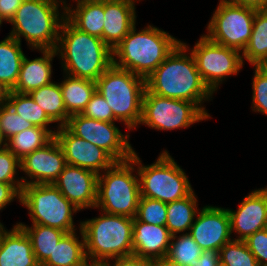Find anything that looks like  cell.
Listing matches in <instances>:
<instances>
[{
	"mask_svg": "<svg viewBox=\"0 0 267 266\" xmlns=\"http://www.w3.org/2000/svg\"><path fill=\"white\" fill-rule=\"evenodd\" d=\"M188 45L180 42L168 57L146 79V89L158 96L195 103L209 118L202 106L213 92L204 83Z\"/></svg>",
	"mask_w": 267,
	"mask_h": 266,
	"instance_id": "cell-1",
	"label": "cell"
},
{
	"mask_svg": "<svg viewBox=\"0 0 267 266\" xmlns=\"http://www.w3.org/2000/svg\"><path fill=\"white\" fill-rule=\"evenodd\" d=\"M55 51L64 61L63 73L75 78L96 82L113 64V52L104 41L79 30L66 17Z\"/></svg>",
	"mask_w": 267,
	"mask_h": 266,
	"instance_id": "cell-2",
	"label": "cell"
},
{
	"mask_svg": "<svg viewBox=\"0 0 267 266\" xmlns=\"http://www.w3.org/2000/svg\"><path fill=\"white\" fill-rule=\"evenodd\" d=\"M180 42L158 27L134 26L112 51L113 65L147 79Z\"/></svg>",
	"mask_w": 267,
	"mask_h": 266,
	"instance_id": "cell-3",
	"label": "cell"
},
{
	"mask_svg": "<svg viewBox=\"0 0 267 266\" xmlns=\"http://www.w3.org/2000/svg\"><path fill=\"white\" fill-rule=\"evenodd\" d=\"M59 3L64 7L61 16ZM67 7L65 0H23L9 22L13 26L9 35L20 43L24 37L34 49L55 50Z\"/></svg>",
	"mask_w": 267,
	"mask_h": 266,
	"instance_id": "cell-4",
	"label": "cell"
},
{
	"mask_svg": "<svg viewBox=\"0 0 267 266\" xmlns=\"http://www.w3.org/2000/svg\"><path fill=\"white\" fill-rule=\"evenodd\" d=\"M101 215L80 222L87 261L106 263L133 255V218L107 213Z\"/></svg>",
	"mask_w": 267,
	"mask_h": 266,
	"instance_id": "cell-5",
	"label": "cell"
},
{
	"mask_svg": "<svg viewBox=\"0 0 267 266\" xmlns=\"http://www.w3.org/2000/svg\"><path fill=\"white\" fill-rule=\"evenodd\" d=\"M96 86L117 121L130 130L140 125L146 79L112 64L96 80Z\"/></svg>",
	"mask_w": 267,
	"mask_h": 266,
	"instance_id": "cell-6",
	"label": "cell"
},
{
	"mask_svg": "<svg viewBox=\"0 0 267 266\" xmlns=\"http://www.w3.org/2000/svg\"><path fill=\"white\" fill-rule=\"evenodd\" d=\"M135 151L132 158L115 162L99 174L97 179V201L95 208L111 215L134 218L140 199L139 177L136 170Z\"/></svg>",
	"mask_w": 267,
	"mask_h": 266,
	"instance_id": "cell-7",
	"label": "cell"
},
{
	"mask_svg": "<svg viewBox=\"0 0 267 266\" xmlns=\"http://www.w3.org/2000/svg\"><path fill=\"white\" fill-rule=\"evenodd\" d=\"M135 165H138L141 197L169 203L193 191L186 173L166 150L160 153L156 162L147 166L142 164L135 152Z\"/></svg>",
	"mask_w": 267,
	"mask_h": 266,
	"instance_id": "cell-8",
	"label": "cell"
},
{
	"mask_svg": "<svg viewBox=\"0 0 267 266\" xmlns=\"http://www.w3.org/2000/svg\"><path fill=\"white\" fill-rule=\"evenodd\" d=\"M20 203L29 210L32 224L73 232V213L80 211L54 184L23 185Z\"/></svg>",
	"mask_w": 267,
	"mask_h": 266,
	"instance_id": "cell-9",
	"label": "cell"
},
{
	"mask_svg": "<svg viewBox=\"0 0 267 266\" xmlns=\"http://www.w3.org/2000/svg\"><path fill=\"white\" fill-rule=\"evenodd\" d=\"M256 10L220 0L208 23V34L205 36L214 43L242 53L250 40Z\"/></svg>",
	"mask_w": 267,
	"mask_h": 266,
	"instance_id": "cell-10",
	"label": "cell"
},
{
	"mask_svg": "<svg viewBox=\"0 0 267 266\" xmlns=\"http://www.w3.org/2000/svg\"><path fill=\"white\" fill-rule=\"evenodd\" d=\"M209 117L193 102L161 97L145 89L140 124L156 130L188 128Z\"/></svg>",
	"mask_w": 267,
	"mask_h": 266,
	"instance_id": "cell-11",
	"label": "cell"
},
{
	"mask_svg": "<svg viewBox=\"0 0 267 266\" xmlns=\"http://www.w3.org/2000/svg\"><path fill=\"white\" fill-rule=\"evenodd\" d=\"M197 69L208 88L215 93L229 75H236L243 67L240 51L210 41L202 35L191 50Z\"/></svg>",
	"mask_w": 267,
	"mask_h": 266,
	"instance_id": "cell-12",
	"label": "cell"
},
{
	"mask_svg": "<svg viewBox=\"0 0 267 266\" xmlns=\"http://www.w3.org/2000/svg\"><path fill=\"white\" fill-rule=\"evenodd\" d=\"M65 127L75 136L105 150L116 162L132 158L130 135L122 134L114 122L85 117L81 113L70 115Z\"/></svg>",
	"mask_w": 267,
	"mask_h": 266,
	"instance_id": "cell-13",
	"label": "cell"
},
{
	"mask_svg": "<svg viewBox=\"0 0 267 266\" xmlns=\"http://www.w3.org/2000/svg\"><path fill=\"white\" fill-rule=\"evenodd\" d=\"M20 164V170L30 178L28 181L20 177L23 185L53 184L67 165L63 149L55 137L43 147L26 155L20 160Z\"/></svg>",
	"mask_w": 267,
	"mask_h": 266,
	"instance_id": "cell-14",
	"label": "cell"
},
{
	"mask_svg": "<svg viewBox=\"0 0 267 266\" xmlns=\"http://www.w3.org/2000/svg\"><path fill=\"white\" fill-rule=\"evenodd\" d=\"M54 137L62 147L68 165L99 175L116 162L105 150L73 135L65 126L57 127Z\"/></svg>",
	"mask_w": 267,
	"mask_h": 266,
	"instance_id": "cell-15",
	"label": "cell"
},
{
	"mask_svg": "<svg viewBox=\"0 0 267 266\" xmlns=\"http://www.w3.org/2000/svg\"><path fill=\"white\" fill-rule=\"evenodd\" d=\"M188 232L202 250L219 251L231 238L230 217L227 209L204 206Z\"/></svg>",
	"mask_w": 267,
	"mask_h": 266,
	"instance_id": "cell-16",
	"label": "cell"
},
{
	"mask_svg": "<svg viewBox=\"0 0 267 266\" xmlns=\"http://www.w3.org/2000/svg\"><path fill=\"white\" fill-rule=\"evenodd\" d=\"M98 175L90 170L66 165L53 183L77 209L95 208Z\"/></svg>",
	"mask_w": 267,
	"mask_h": 266,
	"instance_id": "cell-17",
	"label": "cell"
},
{
	"mask_svg": "<svg viewBox=\"0 0 267 266\" xmlns=\"http://www.w3.org/2000/svg\"><path fill=\"white\" fill-rule=\"evenodd\" d=\"M233 240L244 241L253 233L267 228V187L256 189L246 196L237 211L227 208Z\"/></svg>",
	"mask_w": 267,
	"mask_h": 266,
	"instance_id": "cell-18",
	"label": "cell"
},
{
	"mask_svg": "<svg viewBox=\"0 0 267 266\" xmlns=\"http://www.w3.org/2000/svg\"><path fill=\"white\" fill-rule=\"evenodd\" d=\"M136 0H104L103 41L113 51L136 25Z\"/></svg>",
	"mask_w": 267,
	"mask_h": 266,
	"instance_id": "cell-19",
	"label": "cell"
},
{
	"mask_svg": "<svg viewBox=\"0 0 267 266\" xmlns=\"http://www.w3.org/2000/svg\"><path fill=\"white\" fill-rule=\"evenodd\" d=\"M172 234L166 226L147 224L133 218V255L154 261L167 255Z\"/></svg>",
	"mask_w": 267,
	"mask_h": 266,
	"instance_id": "cell-20",
	"label": "cell"
},
{
	"mask_svg": "<svg viewBox=\"0 0 267 266\" xmlns=\"http://www.w3.org/2000/svg\"><path fill=\"white\" fill-rule=\"evenodd\" d=\"M0 266H40L30 238L18 224L6 230L1 238Z\"/></svg>",
	"mask_w": 267,
	"mask_h": 266,
	"instance_id": "cell-21",
	"label": "cell"
},
{
	"mask_svg": "<svg viewBox=\"0 0 267 266\" xmlns=\"http://www.w3.org/2000/svg\"><path fill=\"white\" fill-rule=\"evenodd\" d=\"M42 57L33 60L24 56L21 63L20 73L15 88L18 93H29L44 85L50 84L52 80V60L57 55L55 50H39Z\"/></svg>",
	"mask_w": 267,
	"mask_h": 266,
	"instance_id": "cell-22",
	"label": "cell"
},
{
	"mask_svg": "<svg viewBox=\"0 0 267 266\" xmlns=\"http://www.w3.org/2000/svg\"><path fill=\"white\" fill-rule=\"evenodd\" d=\"M76 8L65 9V17L79 30L103 40L104 0L78 1Z\"/></svg>",
	"mask_w": 267,
	"mask_h": 266,
	"instance_id": "cell-23",
	"label": "cell"
},
{
	"mask_svg": "<svg viewBox=\"0 0 267 266\" xmlns=\"http://www.w3.org/2000/svg\"><path fill=\"white\" fill-rule=\"evenodd\" d=\"M79 230L81 241L76 231L66 233L41 266H84L88 261L85 254L84 236L81 228Z\"/></svg>",
	"mask_w": 267,
	"mask_h": 266,
	"instance_id": "cell-24",
	"label": "cell"
},
{
	"mask_svg": "<svg viewBox=\"0 0 267 266\" xmlns=\"http://www.w3.org/2000/svg\"><path fill=\"white\" fill-rule=\"evenodd\" d=\"M24 56L21 43L11 35L0 41V83L10 91L18 81Z\"/></svg>",
	"mask_w": 267,
	"mask_h": 266,
	"instance_id": "cell-25",
	"label": "cell"
},
{
	"mask_svg": "<svg viewBox=\"0 0 267 266\" xmlns=\"http://www.w3.org/2000/svg\"><path fill=\"white\" fill-rule=\"evenodd\" d=\"M60 88L69 115L82 113L97 91L95 81L69 75L60 83Z\"/></svg>",
	"mask_w": 267,
	"mask_h": 266,
	"instance_id": "cell-26",
	"label": "cell"
},
{
	"mask_svg": "<svg viewBox=\"0 0 267 266\" xmlns=\"http://www.w3.org/2000/svg\"><path fill=\"white\" fill-rule=\"evenodd\" d=\"M28 94L54 123L59 122L58 127L66 125L70 115L65 108L60 83L51 82Z\"/></svg>",
	"mask_w": 267,
	"mask_h": 266,
	"instance_id": "cell-27",
	"label": "cell"
},
{
	"mask_svg": "<svg viewBox=\"0 0 267 266\" xmlns=\"http://www.w3.org/2000/svg\"><path fill=\"white\" fill-rule=\"evenodd\" d=\"M197 198L192 191L188 196L167 203L166 227L172 235L189 231L199 211Z\"/></svg>",
	"mask_w": 267,
	"mask_h": 266,
	"instance_id": "cell-28",
	"label": "cell"
},
{
	"mask_svg": "<svg viewBox=\"0 0 267 266\" xmlns=\"http://www.w3.org/2000/svg\"><path fill=\"white\" fill-rule=\"evenodd\" d=\"M17 224L30 238L35 258L40 266L49 258L57 243L67 233L41 224H32L31 227L20 222Z\"/></svg>",
	"mask_w": 267,
	"mask_h": 266,
	"instance_id": "cell-29",
	"label": "cell"
},
{
	"mask_svg": "<svg viewBox=\"0 0 267 266\" xmlns=\"http://www.w3.org/2000/svg\"><path fill=\"white\" fill-rule=\"evenodd\" d=\"M267 57V9L256 10L250 40L242 52L253 66L259 65Z\"/></svg>",
	"mask_w": 267,
	"mask_h": 266,
	"instance_id": "cell-30",
	"label": "cell"
},
{
	"mask_svg": "<svg viewBox=\"0 0 267 266\" xmlns=\"http://www.w3.org/2000/svg\"><path fill=\"white\" fill-rule=\"evenodd\" d=\"M54 136L48 129L33 126L28 128L6 141V147L19 160H22L26 155L43 147Z\"/></svg>",
	"mask_w": 267,
	"mask_h": 266,
	"instance_id": "cell-31",
	"label": "cell"
},
{
	"mask_svg": "<svg viewBox=\"0 0 267 266\" xmlns=\"http://www.w3.org/2000/svg\"><path fill=\"white\" fill-rule=\"evenodd\" d=\"M7 103L20 117L33 126L48 129L55 136L57 130H49L48 125L54 123L28 93L10 91Z\"/></svg>",
	"mask_w": 267,
	"mask_h": 266,
	"instance_id": "cell-32",
	"label": "cell"
},
{
	"mask_svg": "<svg viewBox=\"0 0 267 266\" xmlns=\"http://www.w3.org/2000/svg\"><path fill=\"white\" fill-rule=\"evenodd\" d=\"M201 254L202 248L186 232L179 236L172 235L166 257L182 266H194Z\"/></svg>",
	"mask_w": 267,
	"mask_h": 266,
	"instance_id": "cell-33",
	"label": "cell"
},
{
	"mask_svg": "<svg viewBox=\"0 0 267 266\" xmlns=\"http://www.w3.org/2000/svg\"><path fill=\"white\" fill-rule=\"evenodd\" d=\"M219 259L223 266H259L246 242L241 240L226 243L219 250Z\"/></svg>",
	"mask_w": 267,
	"mask_h": 266,
	"instance_id": "cell-34",
	"label": "cell"
},
{
	"mask_svg": "<svg viewBox=\"0 0 267 266\" xmlns=\"http://www.w3.org/2000/svg\"><path fill=\"white\" fill-rule=\"evenodd\" d=\"M136 218L147 224L165 226L167 203L140 196Z\"/></svg>",
	"mask_w": 267,
	"mask_h": 266,
	"instance_id": "cell-35",
	"label": "cell"
},
{
	"mask_svg": "<svg viewBox=\"0 0 267 266\" xmlns=\"http://www.w3.org/2000/svg\"><path fill=\"white\" fill-rule=\"evenodd\" d=\"M31 127L32 123L15 113L8 103L0 106V131L5 141Z\"/></svg>",
	"mask_w": 267,
	"mask_h": 266,
	"instance_id": "cell-36",
	"label": "cell"
},
{
	"mask_svg": "<svg viewBox=\"0 0 267 266\" xmlns=\"http://www.w3.org/2000/svg\"><path fill=\"white\" fill-rule=\"evenodd\" d=\"M252 109L267 115V74L258 66H254Z\"/></svg>",
	"mask_w": 267,
	"mask_h": 266,
	"instance_id": "cell-37",
	"label": "cell"
},
{
	"mask_svg": "<svg viewBox=\"0 0 267 266\" xmlns=\"http://www.w3.org/2000/svg\"><path fill=\"white\" fill-rule=\"evenodd\" d=\"M18 168H21L20 160L7 147L0 149V182L23 184L22 181L15 177Z\"/></svg>",
	"mask_w": 267,
	"mask_h": 266,
	"instance_id": "cell-38",
	"label": "cell"
},
{
	"mask_svg": "<svg viewBox=\"0 0 267 266\" xmlns=\"http://www.w3.org/2000/svg\"><path fill=\"white\" fill-rule=\"evenodd\" d=\"M85 117L92 118L95 120L116 122L113 112L106 100L96 91L86 108L81 113Z\"/></svg>",
	"mask_w": 267,
	"mask_h": 266,
	"instance_id": "cell-39",
	"label": "cell"
},
{
	"mask_svg": "<svg viewBox=\"0 0 267 266\" xmlns=\"http://www.w3.org/2000/svg\"><path fill=\"white\" fill-rule=\"evenodd\" d=\"M244 241L259 266H267V228L253 233Z\"/></svg>",
	"mask_w": 267,
	"mask_h": 266,
	"instance_id": "cell-40",
	"label": "cell"
},
{
	"mask_svg": "<svg viewBox=\"0 0 267 266\" xmlns=\"http://www.w3.org/2000/svg\"><path fill=\"white\" fill-rule=\"evenodd\" d=\"M23 184H9L0 182V210L6 208V205L9 204L14 198H17L20 202L21 190Z\"/></svg>",
	"mask_w": 267,
	"mask_h": 266,
	"instance_id": "cell-41",
	"label": "cell"
},
{
	"mask_svg": "<svg viewBox=\"0 0 267 266\" xmlns=\"http://www.w3.org/2000/svg\"><path fill=\"white\" fill-rule=\"evenodd\" d=\"M23 0H0V21L10 22Z\"/></svg>",
	"mask_w": 267,
	"mask_h": 266,
	"instance_id": "cell-42",
	"label": "cell"
},
{
	"mask_svg": "<svg viewBox=\"0 0 267 266\" xmlns=\"http://www.w3.org/2000/svg\"><path fill=\"white\" fill-rule=\"evenodd\" d=\"M106 264L107 266H152V261L136 255H129L114 259L112 265L110 262H106Z\"/></svg>",
	"mask_w": 267,
	"mask_h": 266,
	"instance_id": "cell-43",
	"label": "cell"
},
{
	"mask_svg": "<svg viewBox=\"0 0 267 266\" xmlns=\"http://www.w3.org/2000/svg\"><path fill=\"white\" fill-rule=\"evenodd\" d=\"M219 251L207 249L202 250V254L195 261L194 266H219Z\"/></svg>",
	"mask_w": 267,
	"mask_h": 266,
	"instance_id": "cell-44",
	"label": "cell"
},
{
	"mask_svg": "<svg viewBox=\"0 0 267 266\" xmlns=\"http://www.w3.org/2000/svg\"><path fill=\"white\" fill-rule=\"evenodd\" d=\"M234 4L252 7L257 10L267 9V0H226Z\"/></svg>",
	"mask_w": 267,
	"mask_h": 266,
	"instance_id": "cell-45",
	"label": "cell"
},
{
	"mask_svg": "<svg viewBox=\"0 0 267 266\" xmlns=\"http://www.w3.org/2000/svg\"><path fill=\"white\" fill-rule=\"evenodd\" d=\"M152 266H182L181 264L174 262L166 256L152 261Z\"/></svg>",
	"mask_w": 267,
	"mask_h": 266,
	"instance_id": "cell-46",
	"label": "cell"
},
{
	"mask_svg": "<svg viewBox=\"0 0 267 266\" xmlns=\"http://www.w3.org/2000/svg\"><path fill=\"white\" fill-rule=\"evenodd\" d=\"M10 90L0 83V106L7 103Z\"/></svg>",
	"mask_w": 267,
	"mask_h": 266,
	"instance_id": "cell-47",
	"label": "cell"
},
{
	"mask_svg": "<svg viewBox=\"0 0 267 266\" xmlns=\"http://www.w3.org/2000/svg\"><path fill=\"white\" fill-rule=\"evenodd\" d=\"M257 66L267 74V57Z\"/></svg>",
	"mask_w": 267,
	"mask_h": 266,
	"instance_id": "cell-48",
	"label": "cell"
},
{
	"mask_svg": "<svg viewBox=\"0 0 267 266\" xmlns=\"http://www.w3.org/2000/svg\"><path fill=\"white\" fill-rule=\"evenodd\" d=\"M3 145V146H2ZM6 147V141L4 140L1 131H0V149Z\"/></svg>",
	"mask_w": 267,
	"mask_h": 266,
	"instance_id": "cell-49",
	"label": "cell"
},
{
	"mask_svg": "<svg viewBox=\"0 0 267 266\" xmlns=\"http://www.w3.org/2000/svg\"><path fill=\"white\" fill-rule=\"evenodd\" d=\"M84 266H107V264L106 263H86Z\"/></svg>",
	"mask_w": 267,
	"mask_h": 266,
	"instance_id": "cell-50",
	"label": "cell"
},
{
	"mask_svg": "<svg viewBox=\"0 0 267 266\" xmlns=\"http://www.w3.org/2000/svg\"><path fill=\"white\" fill-rule=\"evenodd\" d=\"M5 228H4V225H2V223L0 222V241H1V238L3 236V234L5 233Z\"/></svg>",
	"mask_w": 267,
	"mask_h": 266,
	"instance_id": "cell-51",
	"label": "cell"
}]
</instances>
